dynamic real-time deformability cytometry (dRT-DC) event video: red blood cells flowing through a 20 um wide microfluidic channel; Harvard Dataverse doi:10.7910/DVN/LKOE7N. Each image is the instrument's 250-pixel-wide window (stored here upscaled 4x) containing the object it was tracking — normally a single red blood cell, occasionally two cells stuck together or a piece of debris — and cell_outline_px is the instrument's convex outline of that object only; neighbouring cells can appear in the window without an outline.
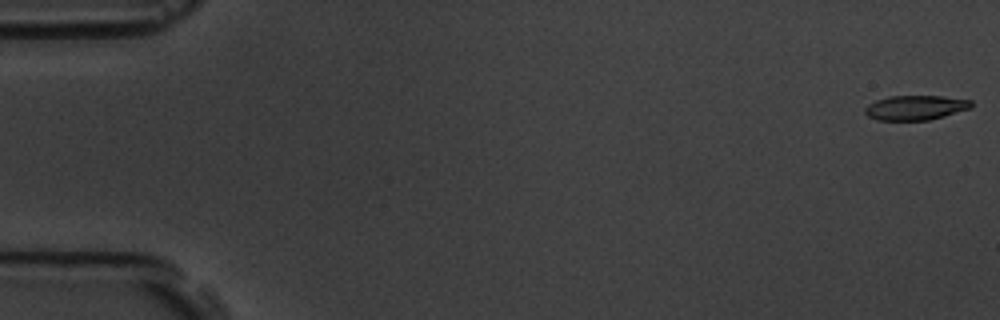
{"species": "common noctule bat (a hibernating species)", "species_latin": "Nyctalus noctula", "temperature_condition": "room temperature", "stored_images_in_passage": 5, "camera_frame_rate_fps": 3000, "um_per_image_px": 0.085, "animal": {"sex": "male", "body_mass_g": 19.5, "forearm_length_mm": 54.6}, "frame": {"image": 1, "passage_image": 1, "time_ms": 0.0, "image_size_px": [1000, 320], "cell_outline_px": [[972, 108], [944, 116], [928, 120], [876, 120], [868, 116], [864, 112], [864, 108], [868, 104], [876, 100], [888, 96], [944, 96], [972, 100]], "centroid_in_image_um": [77.81, 9.14], "position_along_channel_um": 7.2, "area_um2": 15.37}}
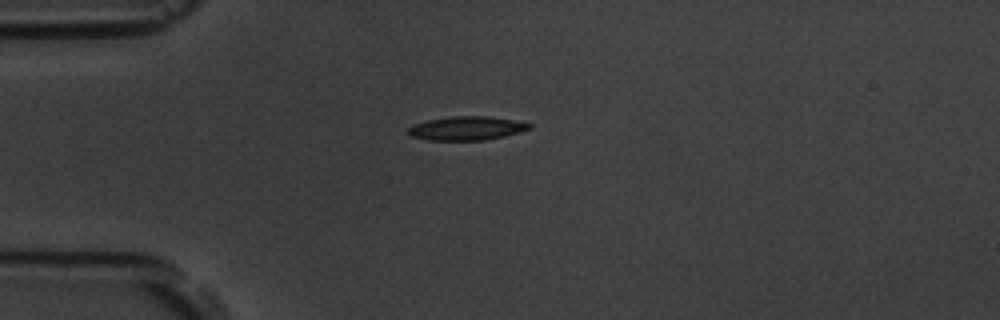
{"frame": {"image": 2, "passage_image": 5, "time_ms": 4.667, "image_size_px": [1000, 320], "cell_outline_px": [[532, 128], [520, 132], [504, 136], [484, 140], [428, 140], [412, 136], [408, 132], [408, 128], [412, 124], [428, 120], [452, 116], [488, 116], [512, 120], [532, 124]], "centroid_in_image_um": [39.66, 10.9], "position_along_channel_um": 45.3, "area_um2": 16.7}}